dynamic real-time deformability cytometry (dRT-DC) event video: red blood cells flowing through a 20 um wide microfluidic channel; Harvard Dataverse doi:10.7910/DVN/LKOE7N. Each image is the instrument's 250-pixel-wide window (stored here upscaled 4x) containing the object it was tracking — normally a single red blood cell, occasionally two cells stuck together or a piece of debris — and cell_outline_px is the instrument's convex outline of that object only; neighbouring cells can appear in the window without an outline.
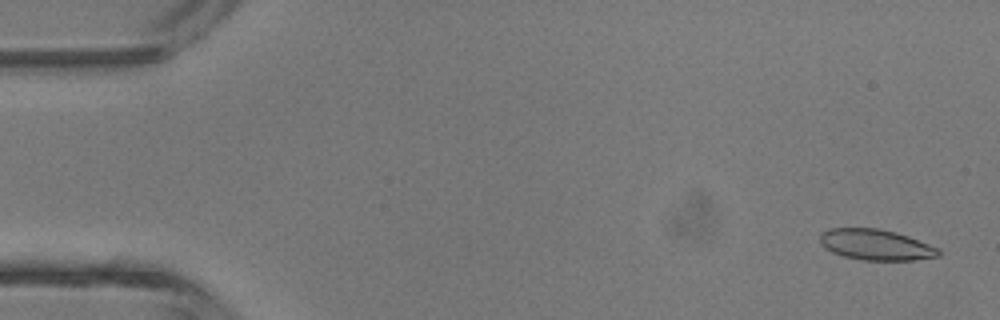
{"species": "common noctule bat (a hibernating species)", "species_latin": "Nyctalus noctula", "temperature_condition": "room temperature", "stored_images_in_passage": 5, "camera_frame_rate_fps": 3000, "um_per_image_px": 0.085, "animal": {"sex": "male", "body_mass_g": 13.3}, "frame": {"image": 1, "passage_image": 1, "time_ms": 0.0, "image_size_px": [1000, 320], "cell_outline_px": [[940, 256], [916, 260], [864, 260], [844, 256], [832, 252], [820, 240], [820, 232], [828, 228], [876, 228], [896, 232], [908, 236], [940, 248]], "centroid_in_image_um": [74.49, 20.8], "position_along_channel_um": 10.5, "area_um2": 21.21}}